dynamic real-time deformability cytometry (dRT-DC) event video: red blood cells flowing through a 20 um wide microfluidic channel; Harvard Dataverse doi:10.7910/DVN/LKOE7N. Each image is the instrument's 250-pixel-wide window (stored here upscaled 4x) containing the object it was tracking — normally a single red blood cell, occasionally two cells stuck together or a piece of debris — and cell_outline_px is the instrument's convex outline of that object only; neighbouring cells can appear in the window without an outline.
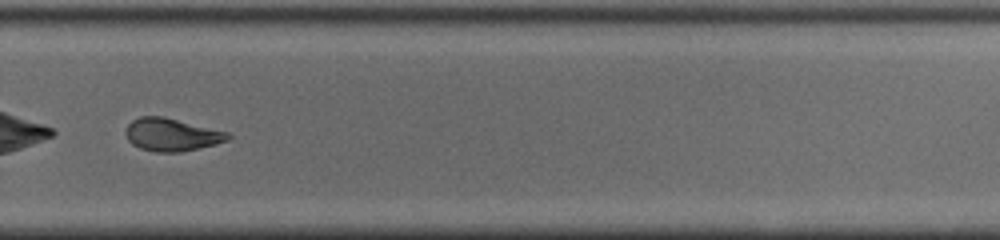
{"species": "common noctule bat (a hibernating species)", "species_latin": "Nyctalus noctula", "temperature_condition": "cold", "stored_images_in_passage": 49, "camera_frame_rate_fps": 3000, "um_per_image_px": 0.085, "animal": {"sex": "male", "body_mass_g": 19.0, "forearm_length_mm": 50.8}, "frame": {"image": 1, "passage_image": 34, "time_ms": 11.0, "image_size_px": [1000, 240], "cell_outline_px": [[232, 136], [228, 140], [216, 144], [180, 152], [156, 152], [140, 148], [132, 144], [128, 140], [124, 132], [128, 124], [132, 120], [140, 116], [164, 116], [228, 132]], "centroid_in_image_um": [14.57, 11.44], "position_along_channel_um": 315.2, "area_um2": 19.59}, "authors_computed_cell_mechanics": {"area_um2": 21.7328, "velocity_mm_per_s": 3.9335, "shape_relaxation_time_tau1_ms": null, "shape_relaxation_time_tau2_ms": 2.932, "deformation_change_tau1": null, "deformation_change_tau2": 0.0936}}